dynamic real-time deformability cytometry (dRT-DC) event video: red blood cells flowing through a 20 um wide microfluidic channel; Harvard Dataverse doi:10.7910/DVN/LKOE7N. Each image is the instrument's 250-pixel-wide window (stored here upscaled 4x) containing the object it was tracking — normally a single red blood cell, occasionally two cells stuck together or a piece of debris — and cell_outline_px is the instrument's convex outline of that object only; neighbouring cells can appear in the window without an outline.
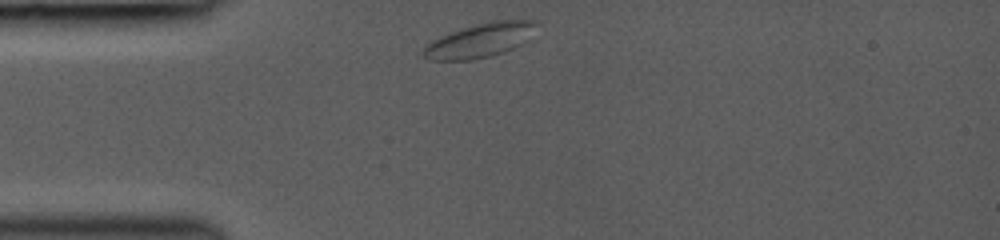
{"species": "common noctule bat (a hibernating species)", "species_latin": "Nyctalus noctula", "temperature_condition": "room temperature", "stored_images_in_passage": 32, "camera_frame_rate_fps": 3000, "um_per_image_px": 0.085, "animal": {"sex": "female", "body_mass_g": 19.0, "forearm_length_mm": 53.3}, "frame": {"image": 1, "passage_image": 1, "time_ms": 0.0, "image_size_px": [1000, 240], "cell_outline_px": [[536, 24], [528, 40], [512, 48], [488, 56], [472, 60], [432, 60], [424, 56], [420, 52], [424, 44], [440, 36], [476, 24], [492, 20], [536, 20]], "centroid_in_image_um": [40.74, 3.43], "position_along_channel_um": 44.3, "area_um2": 22.2}}
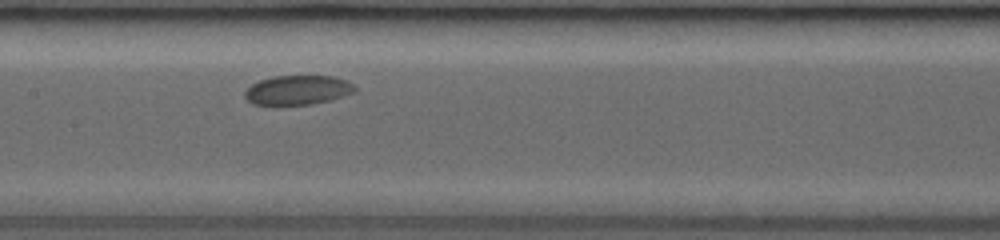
{"frame": {"image": 2, "passage_image": 13, "time_ms": 4.0, "image_size_px": [1000, 240], "cell_outline_px": [[356, 92], [332, 100], [312, 104], [276, 108], [252, 104], [244, 96], [244, 92], [252, 84], [260, 80], [272, 76], [332, 76], [348, 80], [356, 88]], "centroid_in_image_um": [25.27, 7.7], "position_along_channel_um": 182.1, "area_um2": 19.71}}
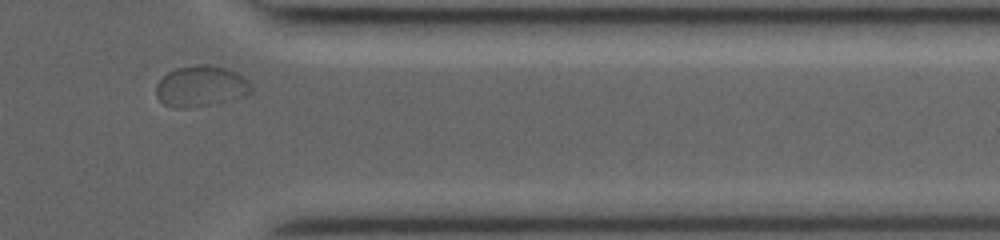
{"frame": {"image": 3, "passage_image": 29, "time_ms": 9.333, "image_size_px": [1000, 240], "cell_outline_px": [[252, 92], [244, 96], [216, 104], [188, 108], [172, 108], [164, 104], [156, 96], [156, 84], [168, 72], [176, 68], [196, 64], [208, 64], [224, 68], [236, 72], [248, 80], [252, 88]], "centroid_in_image_um": [17.07, 7.34], "position_along_channel_um": 394.3, "area_um2": 22.89}}